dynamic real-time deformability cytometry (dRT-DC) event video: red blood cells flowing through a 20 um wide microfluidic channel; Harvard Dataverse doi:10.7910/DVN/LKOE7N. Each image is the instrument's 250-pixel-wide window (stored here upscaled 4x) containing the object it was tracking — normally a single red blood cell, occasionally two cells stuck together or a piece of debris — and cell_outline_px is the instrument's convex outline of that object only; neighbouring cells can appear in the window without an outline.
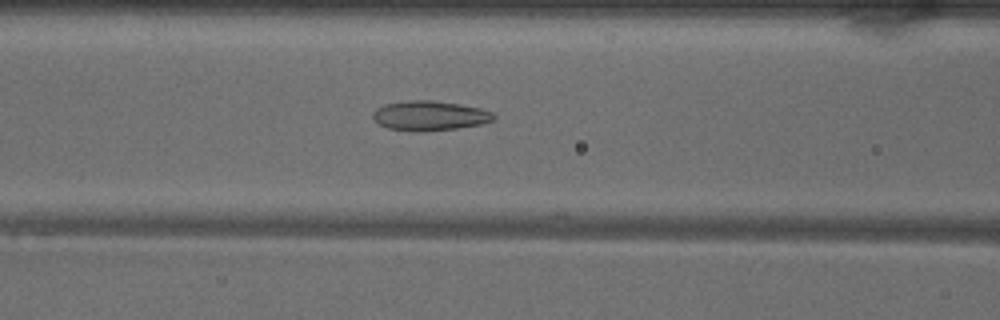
{"species": "common noctule bat (a hibernating species)", "species_latin": "Nyctalus noctula", "temperature_condition": "warm", "stored_images_in_passage": 49, "camera_frame_rate_fps": 3000, "um_per_image_px": 0.085, "animal": {"sex": "male", "body_mass_g": 18.8}, "frame": {"image": 1, "passage_image": 19, "time_ms": 6.0, "image_size_px": [1000, 320], "cell_outline_px": [[496, 120], [480, 124], [456, 128], [388, 128], [380, 124], [372, 116], [372, 112], [376, 108], [384, 104], [408, 100], [432, 100], [460, 104], [480, 108], [492, 112], [496, 116]], "centroid_in_image_um": [36.57, 9.77], "position_along_channel_um": 130.0, "area_um2": 19.94}}
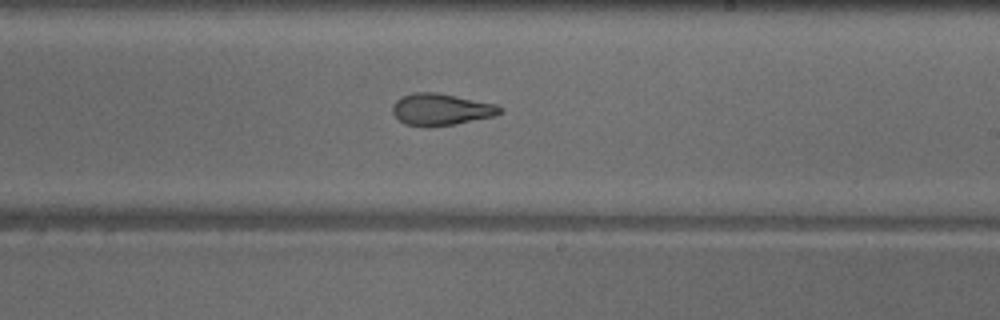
{"frame": {"image": 2, "passage_image": 28, "time_ms": 9.0, "image_size_px": [1000, 320], "cell_outline_px": [[504, 112], [496, 116], [456, 124], [404, 124], [392, 112], [392, 104], [400, 96], [416, 92], [436, 92], [496, 104], [504, 108]], "centroid_in_image_um": [37.54, 9.26], "position_along_channel_um": 251.5, "area_um2": 19.54}}
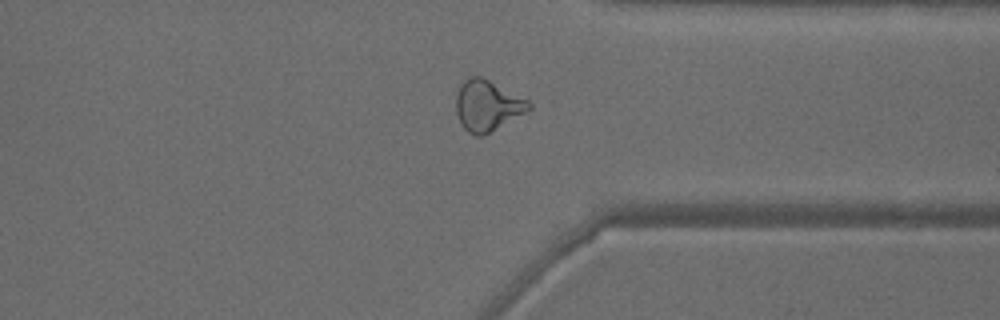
{"frame": {"image": 3, "passage_image": 37, "time_ms": 12.0, "image_size_px": [1000, 320], "cell_outline_px": [[532, 108], [488, 132], [480, 136], [476, 136], [468, 132], [460, 124], [456, 112], [456, 96], [460, 84], [468, 76], [480, 76], [528, 100], [532, 104]], "centroid_in_image_um": [41.37, 8.95], "position_along_channel_um": 370.0, "area_um2": 21.1}, "authors_computed_cell_mechanics": {"area_um2": 21.7328, "velocity_mm_per_s": 4.0503, "shape_relaxation_time_tau1_ms": null, "shape_relaxation_time_tau2_ms": 2.0797, "deformation_change_tau1": null, "deformation_change_tau2": 0.1071}}